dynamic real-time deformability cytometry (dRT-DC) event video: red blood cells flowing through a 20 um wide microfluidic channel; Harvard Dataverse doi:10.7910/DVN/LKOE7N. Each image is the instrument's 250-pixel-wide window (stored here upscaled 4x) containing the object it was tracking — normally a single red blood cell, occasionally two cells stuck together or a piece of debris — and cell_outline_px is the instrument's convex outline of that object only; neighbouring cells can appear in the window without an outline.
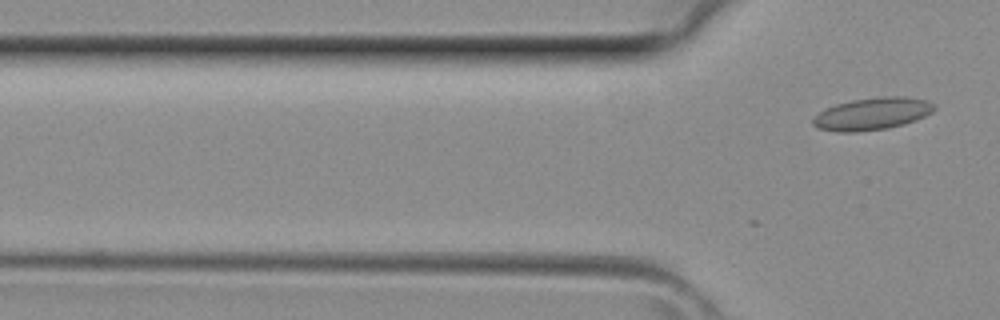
{"species": "common noctule bat (a hibernating species)", "species_latin": "Nyctalus noctula", "temperature_condition": "room temperature", "stored_images_in_passage": 4, "camera_frame_rate_fps": 3000, "um_per_image_px": 0.085, "animal": {"sex": "female", "body_mass_g": 29.2, "forearm_length_mm": 56.3}, "frame": {"image": 1, "passage_image": 4, "time_ms": 1.0, "image_size_px": [1000, 320], "cell_outline_px": [[936, 108], [932, 112], [916, 120], [884, 128], [856, 132], [840, 132], [816, 128], [812, 124], [812, 116], [824, 108], [836, 104], [852, 100], [884, 96], [904, 96], [928, 100], [936, 104]], "centroid_in_image_um": [74.1, 9.66], "position_along_channel_um": 51.7, "area_um2": 22.89}}